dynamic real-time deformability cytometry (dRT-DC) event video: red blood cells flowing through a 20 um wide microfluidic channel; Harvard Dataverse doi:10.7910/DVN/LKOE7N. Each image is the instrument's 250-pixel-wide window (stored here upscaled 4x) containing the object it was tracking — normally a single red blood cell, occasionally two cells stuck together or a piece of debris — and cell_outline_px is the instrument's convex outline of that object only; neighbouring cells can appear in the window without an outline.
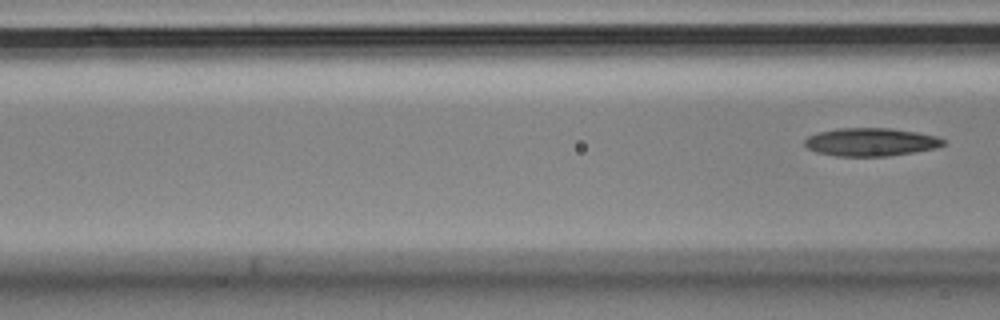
{"species": "Egyptian fruit bat (a non-hibernating species)", "species_latin": "Rousettus aegyptiacus", "temperature_condition": "cold", "stored_images_in_passage": 7, "segment_of_instrument_passage": [2, 2], "camera_frame_rate_fps": 3000, "um_per_image_px": 0.085, "animal": {"sex": "male"}, "frame": {"image": 1, "passage_image": 7, "time_ms": 2.0, "image_size_px": [1000, 320], "cell_outline_px": [[944, 144], [936, 148], [888, 156], [836, 156], [816, 152], [808, 148], [804, 144], [804, 140], [808, 136], [820, 132], [836, 128], [892, 128], [916, 132], [936, 136], [944, 140]], "centroid_in_image_um": [73.99, 12.07], "position_along_channel_um": 92.6, "area_um2": 22.6}}